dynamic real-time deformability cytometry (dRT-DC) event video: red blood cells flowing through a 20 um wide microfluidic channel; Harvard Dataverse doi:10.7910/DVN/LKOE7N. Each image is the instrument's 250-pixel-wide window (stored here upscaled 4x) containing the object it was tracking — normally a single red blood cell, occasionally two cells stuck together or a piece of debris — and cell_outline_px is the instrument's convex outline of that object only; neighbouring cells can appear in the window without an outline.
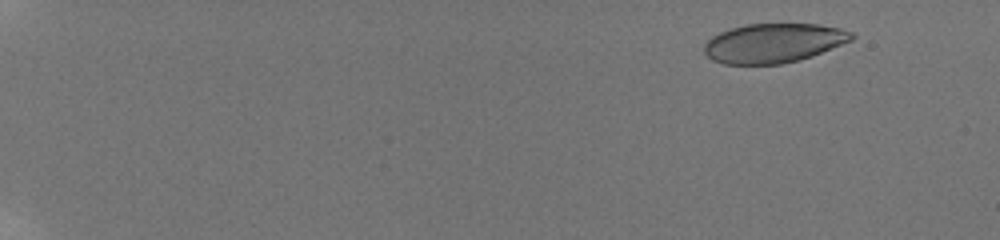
{"species": "human", "species_latin": "Homo sapiens", "temperature_condition": "room temperature", "stored_images_in_passage": 24, "camera_frame_rate_fps": 3000, "um_per_image_px": 0.085, "donor": {"sex": "male"}, "frame": {"image": 1, "passage_image": 2, "time_ms": 1.0, "image_size_px": [1000, 240], "cell_outline_px": [[856, 36], [852, 40], [812, 56], [800, 60], [780, 64], [724, 64], [712, 60], [704, 52], [704, 44], [712, 36], [720, 32], [732, 28], [748, 24], [816, 24], [840, 28], [852, 32]], "centroid_in_image_um": [65.75, 3.66], "position_along_channel_um": 19.2, "area_um2": 33.7}}
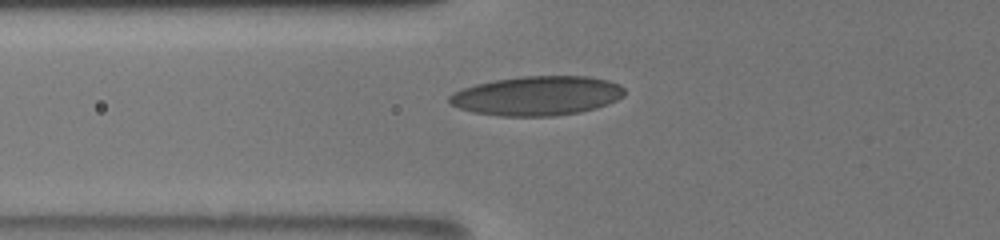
{"frame": {"image": 2, "passage_image": 15, "time_ms": 7.333, "image_size_px": [1000, 240], "cell_outline_px": [[624, 96], [608, 104], [596, 108], [580, 112], [556, 116], [500, 116], [472, 112], [448, 104], [448, 96], [452, 92], [476, 84], [496, 80], [520, 76], [588, 76], [608, 80], [620, 84], [624, 88]], "centroid_in_image_um": [45.65, 8.14], "position_along_channel_um": 80.2, "area_um2": 40.4}}
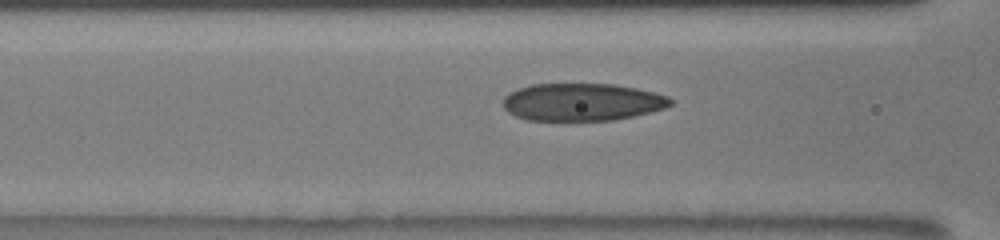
{"frame": {"image": 3, "passage_image": 17, "time_ms": 8.333, "image_size_px": [1000, 240], "cell_outline_px": [[672, 104], [664, 108], [632, 116], [612, 120], [528, 120], [516, 116], [508, 112], [504, 108], [504, 96], [508, 92], [516, 88], [532, 84], [616, 84], [656, 92], [668, 96], [672, 100]], "centroid_in_image_um": [49.46, 8.66], "position_along_channel_um": 117.1, "area_um2": 36.65}}